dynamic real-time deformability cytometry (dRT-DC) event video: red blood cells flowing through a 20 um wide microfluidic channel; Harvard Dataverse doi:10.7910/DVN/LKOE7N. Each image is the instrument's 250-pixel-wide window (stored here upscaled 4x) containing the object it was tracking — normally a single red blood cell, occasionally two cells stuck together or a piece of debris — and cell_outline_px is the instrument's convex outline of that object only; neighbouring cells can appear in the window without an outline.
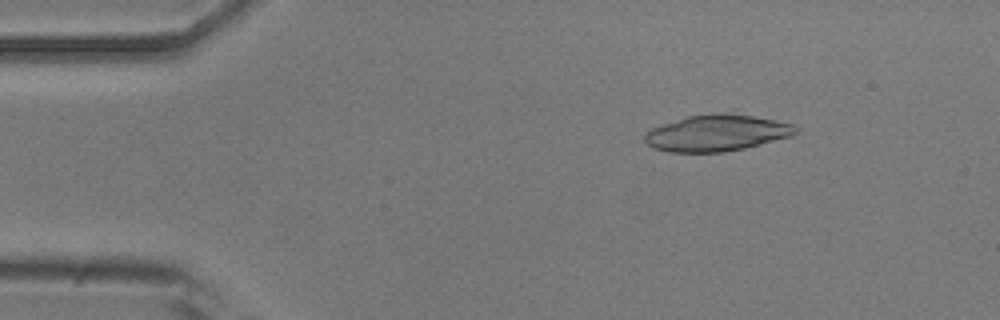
{"species": "common noctule bat (a hibernating species)", "species_latin": "Nyctalus noctula", "temperature_condition": "room temperature", "stored_images_in_passage": 3, "camera_frame_rate_fps": 3000, "um_per_image_px": 0.085, "animal": {"sex": "male", "body_mass_g": 20.5, "forearm_length_mm": 52.5}, "frame": {"image": 1, "passage_image": 1, "time_ms": 0.0, "image_size_px": [1000, 320], "cell_outline_px": [[796, 132], [792, 136], [744, 148], [724, 152], [668, 152], [652, 148], [644, 140], [644, 132], [652, 128], [688, 116], [752, 116], [776, 120], [792, 124], [796, 128]], "centroid_in_image_um": [60.88, 11.36], "position_along_channel_um": 24.1, "area_um2": 30.87}}